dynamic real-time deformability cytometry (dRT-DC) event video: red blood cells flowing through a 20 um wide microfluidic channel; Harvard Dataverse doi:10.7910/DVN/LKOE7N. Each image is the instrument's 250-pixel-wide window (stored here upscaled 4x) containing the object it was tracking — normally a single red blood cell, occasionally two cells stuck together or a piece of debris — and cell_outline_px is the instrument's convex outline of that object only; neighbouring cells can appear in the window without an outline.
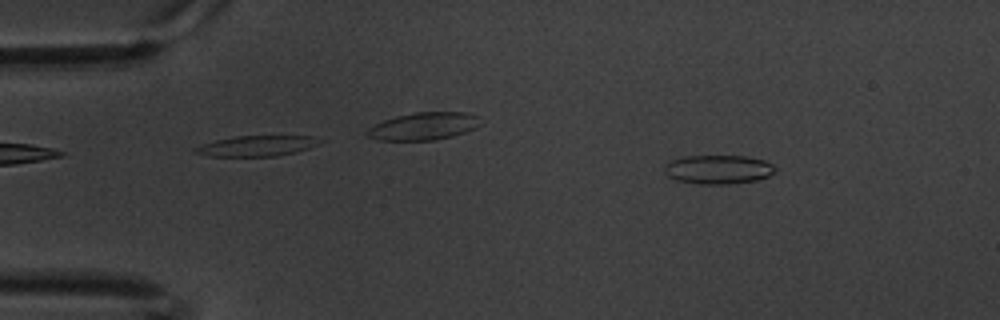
{"species": "common noctule bat (a hibernating species)", "species_latin": "Nyctalus noctula", "temperature_condition": "warm", "stored_images_in_passage": 59, "camera_frame_rate_fps": 3000, "um_per_image_px": 0.085, "animal": {"sex": "male", "body_mass_g": 20.1, "forearm_length_mm": 53.5}, "frame": {"image": 1, "passage_image": 8, "time_ms": 2.333, "image_size_px": [1000, 320], "cell_outline_px": [[776, 168], [768, 176], [756, 180], [728, 184], [700, 184], [676, 180], [668, 176], [664, 172], [664, 164], [668, 160], [684, 156], [748, 156], [764, 160], [772, 164]], "centroid_in_image_um": [60.99, 14.39], "position_along_channel_um": 24.0, "area_um2": 18.79}}
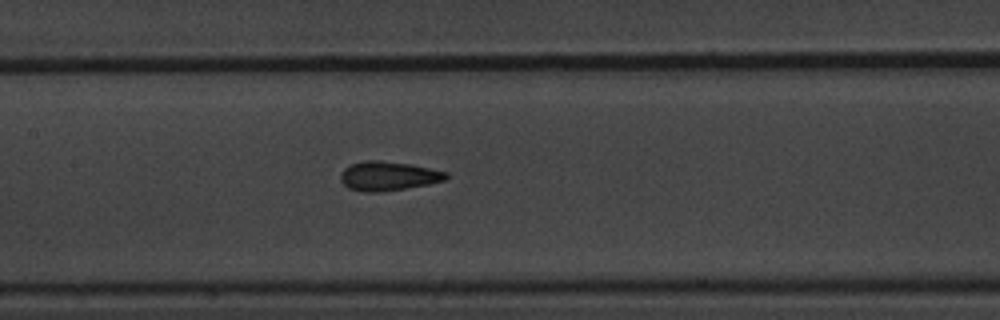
{"frame": {"image": 2, "passage_image": 28, "time_ms": 9.0, "image_size_px": [1000, 320], "cell_outline_px": [[448, 176], [444, 180], [428, 184], [380, 192], [364, 192], [348, 188], [340, 180], [340, 172], [344, 168], [352, 164], [364, 160], [380, 160], [412, 164], [448, 172]], "centroid_in_image_um": [32.97, 14.95], "position_along_channel_um": 174.4, "area_um2": 17.98}}
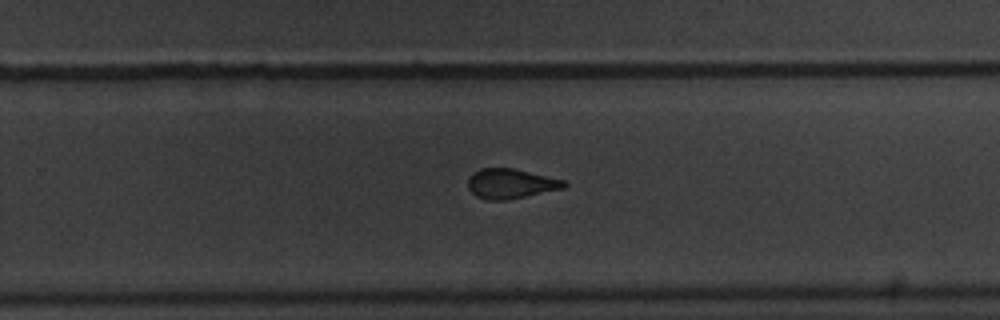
{"frame": {"image": 3, "passage_image": 38, "time_ms": 12.333, "image_size_px": [1000, 320], "cell_outline_px": [[568, 184], [564, 188], [504, 200], [488, 200], [476, 196], [468, 188], [468, 180], [480, 168], [512, 168], [564, 180]], "centroid_in_image_um": [43.41, 15.61], "position_along_channel_um": 286.4, "area_um2": 16.3}, "authors_computed_cell_mechanics": {"area_um2": 17.6868, "velocity_mm_per_s": 3.3669, "shape_relaxation_time_tau1_ms": 4.1913, "shape_relaxation_time_tau2_ms": 1.8171, "deformation_change_tau1": 0.1327, "deformation_change_tau2": 0.0912}}